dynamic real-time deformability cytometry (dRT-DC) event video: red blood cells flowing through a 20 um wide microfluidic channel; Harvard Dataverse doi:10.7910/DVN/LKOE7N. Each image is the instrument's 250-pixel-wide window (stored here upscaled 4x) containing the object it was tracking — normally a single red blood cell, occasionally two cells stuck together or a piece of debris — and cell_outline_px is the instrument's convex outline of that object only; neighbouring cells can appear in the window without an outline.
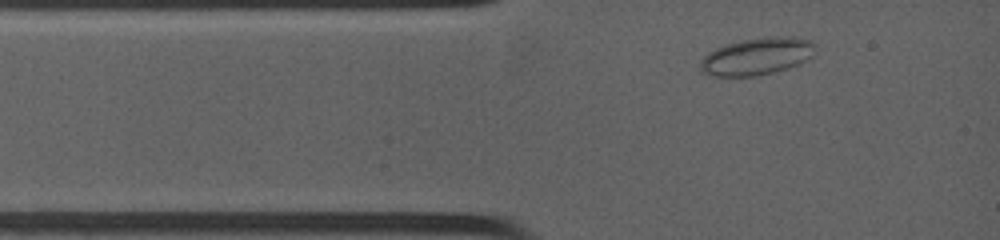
{"species": "common noctule bat (a hibernating species)", "species_latin": "Nyctalus noctula", "temperature_condition": "warm", "stored_images_in_passage": 6, "camera_frame_rate_fps": 4500, "um_per_image_px": 0.085, "animal": {"sex": "female", "body_mass_g": 19.0, "forearm_length_mm": 53.3}, "frame": {"image": 1, "passage_image": 2, "time_ms": 0.889, "image_size_px": [1000, 240], "cell_outline_px": [[812, 44], [808, 56], [804, 60], [796, 64], [784, 68], [752, 76], [712, 76], [700, 72], [700, 64], [704, 56], [708, 52], [724, 44], [740, 40], [768, 36], [792, 36], [808, 40]], "centroid_in_image_um": [64.19, 4.77], "position_along_channel_um": 20.8, "area_um2": 24.22}}
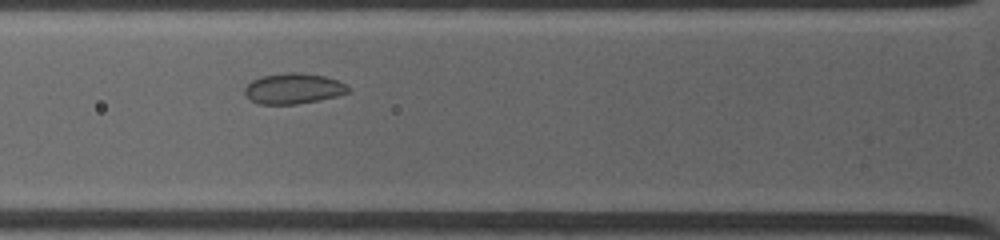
{"frame": {"image": 2, "passage_image": 5, "time_ms": 3.333, "image_size_px": [1000, 240], "cell_outline_px": [[348, 92], [336, 96], [320, 100], [296, 104], [260, 104], [244, 96], [244, 88], [252, 80], [260, 76], [288, 72], [300, 72], [324, 76], [336, 80], [344, 84], [348, 88]], "centroid_in_image_um": [24.89, 7.52], "position_along_channel_um": 100.9, "area_um2": 18.38}}
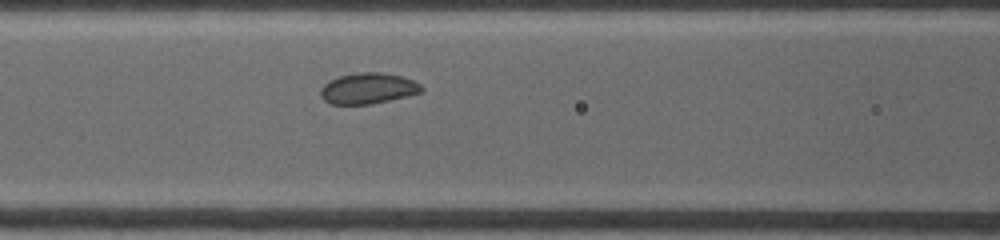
{"frame": {"image": 3, "passage_image": 6, "time_ms": 4.222, "image_size_px": [1000, 240], "cell_outline_px": [[424, 88], [420, 92], [408, 96], [368, 104], [332, 104], [324, 100], [320, 96], [320, 88], [328, 80], [340, 76], [364, 72], [380, 72], [400, 76], [412, 80], [420, 84]], "centroid_in_image_um": [31.25, 7.51], "position_along_channel_um": 135.3, "area_um2": 17.98}}